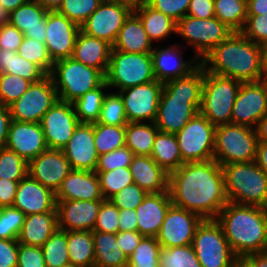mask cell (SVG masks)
<instances>
[{
    "label": "cell",
    "instance_id": "63",
    "mask_svg": "<svg viewBox=\"0 0 267 267\" xmlns=\"http://www.w3.org/2000/svg\"><path fill=\"white\" fill-rule=\"evenodd\" d=\"M137 215L134 209H120L119 232L138 231Z\"/></svg>",
    "mask_w": 267,
    "mask_h": 267
},
{
    "label": "cell",
    "instance_id": "48",
    "mask_svg": "<svg viewBox=\"0 0 267 267\" xmlns=\"http://www.w3.org/2000/svg\"><path fill=\"white\" fill-rule=\"evenodd\" d=\"M28 162L7 147L0 148V179L20 181L27 174Z\"/></svg>",
    "mask_w": 267,
    "mask_h": 267
},
{
    "label": "cell",
    "instance_id": "70",
    "mask_svg": "<svg viewBox=\"0 0 267 267\" xmlns=\"http://www.w3.org/2000/svg\"><path fill=\"white\" fill-rule=\"evenodd\" d=\"M27 1L28 0H0V4L7 10V12L11 13Z\"/></svg>",
    "mask_w": 267,
    "mask_h": 267
},
{
    "label": "cell",
    "instance_id": "31",
    "mask_svg": "<svg viewBox=\"0 0 267 267\" xmlns=\"http://www.w3.org/2000/svg\"><path fill=\"white\" fill-rule=\"evenodd\" d=\"M57 209L53 212L25 216L17 241L21 244L42 247L57 230Z\"/></svg>",
    "mask_w": 267,
    "mask_h": 267
},
{
    "label": "cell",
    "instance_id": "16",
    "mask_svg": "<svg viewBox=\"0 0 267 267\" xmlns=\"http://www.w3.org/2000/svg\"><path fill=\"white\" fill-rule=\"evenodd\" d=\"M266 113L267 82H242L232 108L231 123L256 128Z\"/></svg>",
    "mask_w": 267,
    "mask_h": 267
},
{
    "label": "cell",
    "instance_id": "9",
    "mask_svg": "<svg viewBox=\"0 0 267 267\" xmlns=\"http://www.w3.org/2000/svg\"><path fill=\"white\" fill-rule=\"evenodd\" d=\"M151 53L112 50L105 82L119 91L155 81Z\"/></svg>",
    "mask_w": 267,
    "mask_h": 267
},
{
    "label": "cell",
    "instance_id": "72",
    "mask_svg": "<svg viewBox=\"0 0 267 267\" xmlns=\"http://www.w3.org/2000/svg\"><path fill=\"white\" fill-rule=\"evenodd\" d=\"M118 3L129 6L132 10L139 8L142 4L146 2V0H113Z\"/></svg>",
    "mask_w": 267,
    "mask_h": 267
},
{
    "label": "cell",
    "instance_id": "66",
    "mask_svg": "<svg viewBox=\"0 0 267 267\" xmlns=\"http://www.w3.org/2000/svg\"><path fill=\"white\" fill-rule=\"evenodd\" d=\"M267 14V0H247V15Z\"/></svg>",
    "mask_w": 267,
    "mask_h": 267
},
{
    "label": "cell",
    "instance_id": "8",
    "mask_svg": "<svg viewBox=\"0 0 267 267\" xmlns=\"http://www.w3.org/2000/svg\"><path fill=\"white\" fill-rule=\"evenodd\" d=\"M257 143L255 128L232 123L216 126L213 159L220 165L255 161Z\"/></svg>",
    "mask_w": 267,
    "mask_h": 267
},
{
    "label": "cell",
    "instance_id": "17",
    "mask_svg": "<svg viewBox=\"0 0 267 267\" xmlns=\"http://www.w3.org/2000/svg\"><path fill=\"white\" fill-rule=\"evenodd\" d=\"M78 124L73 103L57 100L40 121L47 148L62 150Z\"/></svg>",
    "mask_w": 267,
    "mask_h": 267
},
{
    "label": "cell",
    "instance_id": "59",
    "mask_svg": "<svg viewBox=\"0 0 267 267\" xmlns=\"http://www.w3.org/2000/svg\"><path fill=\"white\" fill-rule=\"evenodd\" d=\"M19 242L0 239V267H17Z\"/></svg>",
    "mask_w": 267,
    "mask_h": 267
},
{
    "label": "cell",
    "instance_id": "24",
    "mask_svg": "<svg viewBox=\"0 0 267 267\" xmlns=\"http://www.w3.org/2000/svg\"><path fill=\"white\" fill-rule=\"evenodd\" d=\"M13 207L26 216L56 209L55 193L28 174L19 182Z\"/></svg>",
    "mask_w": 267,
    "mask_h": 267
},
{
    "label": "cell",
    "instance_id": "35",
    "mask_svg": "<svg viewBox=\"0 0 267 267\" xmlns=\"http://www.w3.org/2000/svg\"><path fill=\"white\" fill-rule=\"evenodd\" d=\"M133 12L140 18L145 32L152 41L164 40L176 33V22L165 14L150 7L146 2Z\"/></svg>",
    "mask_w": 267,
    "mask_h": 267
},
{
    "label": "cell",
    "instance_id": "44",
    "mask_svg": "<svg viewBox=\"0 0 267 267\" xmlns=\"http://www.w3.org/2000/svg\"><path fill=\"white\" fill-rule=\"evenodd\" d=\"M161 247L156 237L144 236L128 257L127 267H159Z\"/></svg>",
    "mask_w": 267,
    "mask_h": 267
},
{
    "label": "cell",
    "instance_id": "65",
    "mask_svg": "<svg viewBox=\"0 0 267 267\" xmlns=\"http://www.w3.org/2000/svg\"><path fill=\"white\" fill-rule=\"evenodd\" d=\"M255 162L267 174V141H258Z\"/></svg>",
    "mask_w": 267,
    "mask_h": 267
},
{
    "label": "cell",
    "instance_id": "28",
    "mask_svg": "<svg viewBox=\"0 0 267 267\" xmlns=\"http://www.w3.org/2000/svg\"><path fill=\"white\" fill-rule=\"evenodd\" d=\"M47 13L36 0H28L9 14V23L24 36L45 43Z\"/></svg>",
    "mask_w": 267,
    "mask_h": 267
},
{
    "label": "cell",
    "instance_id": "2",
    "mask_svg": "<svg viewBox=\"0 0 267 267\" xmlns=\"http://www.w3.org/2000/svg\"><path fill=\"white\" fill-rule=\"evenodd\" d=\"M203 83L201 64L188 76L164 83L154 121L159 131L177 134L199 113Z\"/></svg>",
    "mask_w": 267,
    "mask_h": 267
},
{
    "label": "cell",
    "instance_id": "29",
    "mask_svg": "<svg viewBox=\"0 0 267 267\" xmlns=\"http://www.w3.org/2000/svg\"><path fill=\"white\" fill-rule=\"evenodd\" d=\"M112 45L107 41L79 31L72 58L86 66L98 69L104 76L107 72Z\"/></svg>",
    "mask_w": 267,
    "mask_h": 267
},
{
    "label": "cell",
    "instance_id": "23",
    "mask_svg": "<svg viewBox=\"0 0 267 267\" xmlns=\"http://www.w3.org/2000/svg\"><path fill=\"white\" fill-rule=\"evenodd\" d=\"M62 150L73 170L95 171L99 155L94 144L93 123H79Z\"/></svg>",
    "mask_w": 267,
    "mask_h": 267
},
{
    "label": "cell",
    "instance_id": "64",
    "mask_svg": "<svg viewBox=\"0 0 267 267\" xmlns=\"http://www.w3.org/2000/svg\"><path fill=\"white\" fill-rule=\"evenodd\" d=\"M11 120L9 107L0 103V148L6 145Z\"/></svg>",
    "mask_w": 267,
    "mask_h": 267
},
{
    "label": "cell",
    "instance_id": "11",
    "mask_svg": "<svg viewBox=\"0 0 267 267\" xmlns=\"http://www.w3.org/2000/svg\"><path fill=\"white\" fill-rule=\"evenodd\" d=\"M234 31L218 18L198 19L186 15L176 23V33L195 48V57L201 61L214 47Z\"/></svg>",
    "mask_w": 267,
    "mask_h": 267
},
{
    "label": "cell",
    "instance_id": "37",
    "mask_svg": "<svg viewBox=\"0 0 267 267\" xmlns=\"http://www.w3.org/2000/svg\"><path fill=\"white\" fill-rule=\"evenodd\" d=\"M70 263L79 267H94L95 250L92 231H67Z\"/></svg>",
    "mask_w": 267,
    "mask_h": 267
},
{
    "label": "cell",
    "instance_id": "53",
    "mask_svg": "<svg viewBox=\"0 0 267 267\" xmlns=\"http://www.w3.org/2000/svg\"><path fill=\"white\" fill-rule=\"evenodd\" d=\"M133 156V152L126 145L100 155L95 172H108L120 167H129Z\"/></svg>",
    "mask_w": 267,
    "mask_h": 267
},
{
    "label": "cell",
    "instance_id": "54",
    "mask_svg": "<svg viewBox=\"0 0 267 267\" xmlns=\"http://www.w3.org/2000/svg\"><path fill=\"white\" fill-rule=\"evenodd\" d=\"M143 189H141L135 183H132L120 192L114 194L109 200L117 206L119 209H136L147 195Z\"/></svg>",
    "mask_w": 267,
    "mask_h": 267
},
{
    "label": "cell",
    "instance_id": "32",
    "mask_svg": "<svg viewBox=\"0 0 267 267\" xmlns=\"http://www.w3.org/2000/svg\"><path fill=\"white\" fill-rule=\"evenodd\" d=\"M152 44L140 18L132 12L120 29L112 50L126 53H151Z\"/></svg>",
    "mask_w": 267,
    "mask_h": 267
},
{
    "label": "cell",
    "instance_id": "22",
    "mask_svg": "<svg viewBox=\"0 0 267 267\" xmlns=\"http://www.w3.org/2000/svg\"><path fill=\"white\" fill-rule=\"evenodd\" d=\"M26 162L46 151L47 143L40 123L11 120L6 145Z\"/></svg>",
    "mask_w": 267,
    "mask_h": 267
},
{
    "label": "cell",
    "instance_id": "68",
    "mask_svg": "<svg viewBox=\"0 0 267 267\" xmlns=\"http://www.w3.org/2000/svg\"><path fill=\"white\" fill-rule=\"evenodd\" d=\"M255 129L258 141H267V113L259 120Z\"/></svg>",
    "mask_w": 267,
    "mask_h": 267
},
{
    "label": "cell",
    "instance_id": "71",
    "mask_svg": "<svg viewBox=\"0 0 267 267\" xmlns=\"http://www.w3.org/2000/svg\"><path fill=\"white\" fill-rule=\"evenodd\" d=\"M261 80L267 82V44L262 46V77Z\"/></svg>",
    "mask_w": 267,
    "mask_h": 267
},
{
    "label": "cell",
    "instance_id": "20",
    "mask_svg": "<svg viewBox=\"0 0 267 267\" xmlns=\"http://www.w3.org/2000/svg\"><path fill=\"white\" fill-rule=\"evenodd\" d=\"M63 150L47 149L28 162V175L54 193L72 171Z\"/></svg>",
    "mask_w": 267,
    "mask_h": 267
},
{
    "label": "cell",
    "instance_id": "47",
    "mask_svg": "<svg viewBox=\"0 0 267 267\" xmlns=\"http://www.w3.org/2000/svg\"><path fill=\"white\" fill-rule=\"evenodd\" d=\"M97 123L114 126L128 124L122 96L118 92L106 94Z\"/></svg>",
    "mask_w": 267,
    "mask_h": 267
},
{
    "label": "cell",
    "instance_id": "13",
    "mask_svg": "<svg viewBox=\"0 0 267 267\" xmlns=\"http://www.w3.org/2000/svg\"><path fill=\"white\" fill-rule=\"evenodd\" d=\"M58 100L56 89L49 75L32 83L28 90L9 107L11 119L40 123L44 114Z\"/></svg>",
    "mask_w": 267,
    "mask_h": 267
},
{
    "label": "cell",
    "instance_id": "4",
    "mask_svg": "<svg viewBox=\"0 0 267 267\" xmlns=\"http://www.w3.org/2000/svg\"><path fill=\"white\" fill-rule=\"evenodd\" d=\"M220 223L236 257L264 252L267 248V210L265 207L228 202L219 212Z\"/></svg>",
    "mask_w": 267,
    "mask_h": 267
},
{
    "label": "cell",
    "instance_id": "56",
    "mask_svg": "<svg viewBox=\"0 0 267 267\" xmlns=\"http://www.w3.org/2000/svg\"><path fill=\"white\" fill-rule=\"evenodd\" d=\"M190 1L191 0H146V3L177 23L187 15Z\"/></svg>",
    "mask_w": 267,
    "mask_h": 267
},
{
    "label": "cell",
    "instance_id": "7",
    "mask_svg": "<svg viewBox=\"0 0 267 267\" xmlns=\"http://www.w3.org/2000/svg\"><path fill=\"white\" fill-rule=\"evenodd\" d=\"M241 83L230 77L211 74L204 69L199 112L215 126L231 123L232 108Z\"/></svg>",
    "mask_w": 267,
    "mask_h": 267
},
{
    "label": "cell",
    "instance_id": "5",
    "mask_svg": "<svg viewBox=\"0 0 267 267\" xmlns=\"http://www.w3.org/2000/svg\"><path fill=\"white\" fill-rule=\"evenodd\" d=\"M229 202L267 207V174L255 161L221 165Z\"/></svg>",
    "mask_w": 267,
    "mask_h": 267
},
{
    "label": "cell",
    "instance_id": "60",
    "mask_svg": "<svg viewBox=\"0 0 267 267\" xmlns=\"http://www.w3.org/2000/svg\"><path fill=\"white\" fill-rule=\"evenodd\" d=\"M187 15L198 19L215 17L214 0H191Z\"/></svg>",
    "mask_w": 267,
    "mask_h": 267
},
{
    "label": "cell",
    "instance_id": "19",
    "mask_svg": "<svg viewBox=\"0 0 267 267\" xmlns=\"http://www.w3.org/2000/svg\"><path fill=\"white\" fill-rule=\"evenodd\" d=\"M80 26L57 11H48L46 40L48 53L53 62L70 58Z\"/></svg>",
    "mask_w": 267,
    "mask_h": 267
},
{
    "label": "cell",
    "instance_id": "26",
    "mask_svg": "<svg viewBox=\"0 0 267 267\" xmlns=\"http://www.w3.org/2000/svg\"><path fill=\"white\" fill-rule=\"evenodd\" d=\"M171 205L169 191L148 193L135 209L138 232L143 236L156 237Z\"/></svg>",
    "mask_w": 267,
    "mask_h": 267
},
{
    "label": "cell",
    "instance_id": "42",
    "mask_svg": "<svg viewBox=\"0 0 267 267\" xmlns=\"http://www.w3.org/2000/svg\"><path fill=\"white\" fill-rule=\"evenodd\" d=\"M41 248L47 267H63L70 263L67 231L57 228Z\"/></svg>",
    "mask_w": 267,
    "mask_h": 267
},
{
    "label": "cell",
    "instance_id": "40",
    "mask_svg": "<svg viewBox=\"0 0 267 267\" xmlns=\"http://www.w3.org/2000/svg\"><path fill=\"white\" fill-rule=\"evenodd\" d=\"M215 17L234 32H240L247 20V0H214Z\"/></svg>",
    "mask_w": 267,
    "mask_h": 267
},
{
    "label": "cell",
    "instance_id": "27",
    "mask_svg": "<svg viewBox=\"0 0 267 267\" xmlns=\"http://www.w3.org/2000/svg\"><path fill=\"white\" fill-rule=\"evenodd\" d=\"M56 200H104L95 171L72 170L55 193Z\"/></svg>",
    "mask_w": 267,
    "mask_h": 267
},
{
    "label": "cell",
    "instance_id": "36",
    "mask_svg": "<svg viewBox=\"0 0 267 267\" xmlns=\"http://www.w3.org/2000/svg\"><path fill=\"white\" fill-rule=\"evenodd\" d=\"M159 129L154 122H128L125 145L134 155L151 156L153 144Z\"/></svg>",
    "mask_w": 267,
    "mask_h": 267
},
{
    "label": "cell",
    "instance_id": "52",
    "mask_svg": "<svg viewBox=\"0 0 267 267\" xmlns=\"http://www.w3.org/2000/svg\"><path fill=\"white\" fill-rule=\"evenodd\" d=\"M120 209L109 199H104L99 208L93 231L117 234L119 232Z\"/></svg>",
    "mask_w": 267,
    "mask_h": 267
},
{
    "label": "cell",
    "instance_id": "3",
    "mask_svg": "<svg viewBox=\"0 0 267 267\" xmlns=\"http://www.w3.org/2000/svg\"><path fill=\"white\" fill-rule=\"evenodd\" d=\"M200 64L211 74L230 77L240 82L260 81L262 46L241 32H233L206 54Z\"/></svg>",
    "mask_w": 267,
    "mask_h": 267
},
{
    "label": "cell",
    "instance_id": "25",
    "mask_svg": "<svg viewBox=\"0 0 267 267\" xmlns=\"http://www.w3.org/2000/svg\"><path fill=\"white\" fill-rule=\"evenodd\" d=\"M182 55L181 50L173 46L164 49L153 48L151 56L156 80L165 83L186 77L200 65L196 57L186 61Z\"/></svg>",
    "mask_w": 267,
    "mask_h": 267
},
{
    "label": "cell",
    "instance_id": "6",
    "mask_svg": "<svg viewBox=\"0 0 267 267\" xmlns=\"http://www.w3.org/2000/svg\"><path fill=\"white\" fill-rule=\"evenodd\" d=\"M49 76L58 100L71 103L105 81V76L98 69L86 66L72 57L55 61Z\"/></svg>",
    "mask_w": 267,
    "mask_h": 267
},
{
    "label": "cell",
    "instance_id": "73",
    "mask_svg": "<svg viewBox=\"0 0 267 267\" xmlns=\"http://www.w3.org/2000/svg\"><path fill=\"white\" fill-rule=\"evenodd\" d=\"M231 267H253L245 257H236Z\"/></svg>",
    "mask_w": 267,
    "mask_h": 267
},
{
    "label": "cell",
    "instance_id": "30",
    "mask_svg": "<svg viewBox=\"0 0 267 267\" xmlns=\"http://www.w3.org/2000/svg\"><path fill=\"white\" fill-rule=\"evenodd\" d=\"M129 168L134 183L146 193L168 191L169 174L150 156L134 155Z\"/></svg>",
    "mask_w": 267,
    "mask_h": 267
},
{
    "label": "cell",
    "instance_id": "34",
    "mask_svg": "<svg viewBox=\"0 0 267 267\" xmlns=\"http://www.w3.org/2000/svg\"><path fill=\"white\" fill-rule=\"evenodd\" d=\"M150 157L168 174L183 165L175 134L158 131Z\"/></svg>",
    "mask_w": 267,
    "mask_h": 267
},
{
    "label": "cell",
    "instance_id": "58",
    "mask_svg": "<svg viewBox=\"0 0 267 267\" xmlns=\"http://www.w3.org/2000/svg\"><path fill=\"white\" fill-rule=\"evenodd\" d=\"M24 34L15 26L7 23L0 27V49L18 51Z\"/></svg>",
    "mask_w": 267,
    "mask_h": 267
},
{
    "label": "cell",
    "instance_id": "41",
    "mask_svg": "<svg viewBox=\"0 0 267 267\" xmlns=\"http://www.w3.org/2000/svg\"><path fill=\"white\" fill-rule=\"evenodd\" d=\"M94 144L98 155H103L125 146L126 126L93 123Z\"/></svg>",
    "mask_w": 267,
    "mask_h": 267
},
{
    "label": "cell",
    "instance_id": "49",
    "mask_svg": "<svg viewBox=\"0 0 267 267\" xmlns=\"http://www.w3.org/2000/svg\"><path fill=\"white\" fill-rule=\"evenodd\" d=\"M103 0H63L57 10L72 22L81 26L89 16L98 8Z\"/></svg>",
    "mask_w": 267,
    "mask_h": 267
},
{
    "label": "cell",
    "instance_id": "39",
    "mask_svg": "<svg viewBox=\"0 0 267 267\" xmlns=\"http://www.w3.org/2000/svg\"><path fill=\"white\" fill-rule=\"evenodd\" d=\"M105 88H109V86L104 81L96 89L86 92L84 95L72 102L79 123L97 122L103 100L107 94L103 92V89Z\"/></svg>",
    "mask_w": 267,
    "mask_h": 267
},
{
    "label": "cell",
    "instance_id": "1",
    "mask_svg": "<svg viewBox=\"0 0 267 267\" xmlns=\"http://www.w3.org/2000/svg\"><path fill=\"white\" fill-rule=\"evenodd\" d=\"M168 191L173 205L216 219L229 202L221 165L214 159L181 165L169 174Z\"/></svg>",
    "mask_w": 267,
    "mask_h": 267
},
{
    "label": "cell",
    "instance_id": "55",
    "mask_svg": "<svg viewBox=\"0 0 267 267\" xmlns=\"http://www.w3.org/2000/svg\"><path fill=\"white\" fill-rule=\"evenodd\" d=\"M245 37L256 44H267V14L247 15L244 28L240 31Z\"/></svg>",
    "mask_w": 267,
    "mask_h": 267
},
{
    "label": "cell",
    "instance_id": "10",
    "mask_svg": "<svg viewBox=\"0 0 267 267\" xmlns=\"http://www.w3.org/2000/svg\"><path fill=\"white\" fill-rule=\"evenodd\" d=\"M192 246L202 267H231L236 258L216 219H203Z\"/></svg>",
    "mask_w": 267,
    "mask_h": 267
},
{
    "label": "cell",
    "instance_id": "43",
    "mask_svg": "<svg viewBox=\"0 0 267 267\" xmlns=\"http://www.w3.org/2000/svg\"><path fill=\"white\" fill-rule=\"evenodd\" d=\"M159 267H202L191 245L161 247Z\"/></svg>",
    "mask_w": 267,
    "mask_h": 267
},
{
    "label": "cell",
    "instance_id": "61",
    "mask_svg": "<svg viewBox=\"0 0 267 267\" xmlns=\"http://www.w3.org/2000/svg\"><path fill=\"white\" fill-rule=\"evenodd\" d=\"M143 237L138 231L118 232L116 234V241L121 250L129 257Z\"/></svg>",
    "mask_w": 267,
    "mask_h": 267
},
{
    "label": "cell",
    "instance_id": "50",
    "mask_svg": "<svg viewBox=\"0 0 267 267\" xmlns=\"http://www.w3.org/2000/svg\"><path fill=\"white\" fill-rule=\"evenodd\" d=\"M31 84L30 80L16 75L0 74V103L10 106L28 90Z\"/></svg>",
    "mask_w": 267,
    "mask_h": 267
},
{
    "label": "cell",
    "instance_id": "14",
    "mask_svg": "<svg viewBox=\"0 0 267 267\" xmlns=\"http://www.w3.org/2000/svg\"><path fill=\"white\" fill-rule=\"evenodd\" d=\"M133 10L113 0H103L80 26L85 34L107 41L113 46L125 20Z\"/></svg>",
    "mask_w": 267,
    "mask_h": 267
},
{
    "label": "cell",
    "instance_id": "75",
    "mask_svg": "<svg viewBox=\"0 0 267 267\" xmlns=\"http://www.w3.org/2000/svg\"><path fill=\"white\" fill-rule=\"evenodd\" d=\"M63 267H79V266H76V265L69 263V264L64 265Z\"/></svg>",
    "mask_w": 267,
    "mask_h": 267
},
{
    "label": "cell",
    "instance_id": "69",
    "mask_svg": "<svg viewBox=\"0 0 267 267\" xmlns=\"http://www.w3.org/2000/svg\"><path fill=\"white\" fill-rule=\"evenodd\" d=\"M44 9L48 11H57L63 0H36Z\"/></svg>",
    "mask_w": 267,
    "mask_h": 267
},
{
    "label": "cell",
    "instance_id": "57",
    "mask_svg": "<svg viewBox=\"0 0 267 267\" xmlns=\"http://www.w3.org/2000/svg\"><path fill=\"white\" fill-rule=\"evenodd\" d=\"M17 267H47L42 248L19 243Z\"/></svg>",
    "mask_w": 267,
    "mask_h": 267
},
{
    "label": "cell",
    "instance_id": "62",
    "mask_svg": "<svg viewBox=\"0 0 267 267\" xmlns=\"http://www.w3.org/2000/svg\"><path fill=\"white\" fill-rule=\"evenodd\" d=\"M19 182L0 179V208L13 206Z\"/></svg>",
    "mask_w": 267,
    "mask_h": 267
},
{
    "label": "cell",
    "instance_id": "74",
    "mask_svg": "<svg viewBox=\"0 0 267 267\" xmlns=\"http://www.w3.org/2000/svg\"><path fill=\"white\" fill-rule=\"evenodd\" d=\"M9 12L0 4V27L9 23Z\"/></svg>",
    "mask_w": 267,
    "mask_h": 267
},
{
    "label": "cell",
    "instance_id": "21",
    "mask_svg": "<svg viewBox=\"0 0 267 267\" xmlns=\"http://www.w3.org/2000/svg\"><path fill=\"white\" fill-rule=\"evenodd\" d=\"M103 200H56L58 228L93 231Z\"/></svg>",
    "mask_w": 267,
    "mask_h": 267
},
{
    "label": "cell",
    "instance_id": "46",
    "mask_svg": "<svg viewBox=\"0 0 267 267\" xmlns=\"http://www.w3.org/2000/svg\"><path fill=\"white\" fill-rule=\"evenodd\" d=\"M104 199H109L126 186L134 183L129 167H120L108 172H96Z\"/></svg>",
    "mask_w": 267,
    "mask_h": 267
},
{
    "label": "cell",
    "instance_id": "33",
    "mask_svg": "<svg viewBox=\"0 0 267 267\" xmlns=\"http://www.w3.org/2000/svg\"><path fill=\"white\" fill-rule=\"evenodd\" d=\"M95 250L94 267H127L128 257L118 246L116 234L92 231Z\"/></svg>",
    "mask_w": 267,
    "mask_h": 267
},
{
    "label": "cell",
    "instance_id": "12",
    "mask_svg": "<svg viewBox=\"0 0 267 267\" xmlns=\"http://www.w3.org/2000/svg\"><path fill=\"white\" fill-rule=\"evenodd\" d=\"M215 130L216 126L199 112L175 134L183 164L213 159Z\"/></svg>",
    "mask_w": 267,
    "mask_h": 267
},
{
    "label": "cell",
    "instance_id": "45",
    "mask_svg": "<svg viewBox=\"0 0 267 267\" xmlns=\"http://www.w3.org/2000/svg\"><path fill=\"white\" fill-rule=\"evenodd\" d=\"M17 53L22 58L38 65L47 75L50 74L54 62L45 43L24 36Z\"/></svg>",
    "mask_w": 267,
    "mask_h": 267
},
{
    "label": "cell",
    "instance_id": "38",
    "mask_svg": "<svg viewBox=\"0 0 267 267\" xmlns=\"http://www.w3.org/2000/svg\"><path fill=\"white\" fill-rule=\"evenodd\" d=\"M2 73L16 75L32 83L47 76L38 65L22 58L16 51L0 49V74Z\"/></svg>",
    "mask_w": 267,
    "mask_h": 267
},
{
    "label": "cell",
    "instance_id": "15",
    "mask_svg": "<svg viewBox=\"0 0 267 267\" xmlns=\"http://www.w3.org/2000/svg\"><path fill=\"white\" fill-rule=\"evenodd\" d=\"M164 83L157 80L119 91L128 122H154Z\"/></svg>",
    "mask_w": 267,
    "mask_h": 267
},
{
    "label": "cell",
    "instance_id": "67",
    "mask_svg": "<svg viewBox=\"0 0 267 267\" xmlns=\"http://www.w3.org/2000/svg\"><path fill=\"white\" fill-rule=\"evenodd\" d=\"M253 267H267V252L253 253L245 257Z\"/></svg>",
    "mask_w": 267,
    "mask_h": 267
},
{
    "label": "cell",
    "instance_id": "18",
    "mask_svg": "<svg viewBox=\"0 0 267 267\" xmlns=\"http://www.w3.org/2000/svg\"><path fill=\"white\" fill-rule=\"evenodd\" d=\"M202 221L200 215L172 204L156 239L165 248L191 245Z\"/></svg>",
    "mask_w": 267,
    "mask_h": 267
},
{
    "label": "cell",
    "instance_id": "51",
    "mask_svg": "<svg viewBox=\"0 0 267 267\" xmlns=\"http://www.w3.org/2000/svg\"><path fill=\"white\" fill-rule=\"evenodd\" d=\"M25 214L13 207L0 208V239L17 240L23 226Z\"/></svg>",
    "mask_w": 267,
    "mask_h": 267
}]
</instances>
